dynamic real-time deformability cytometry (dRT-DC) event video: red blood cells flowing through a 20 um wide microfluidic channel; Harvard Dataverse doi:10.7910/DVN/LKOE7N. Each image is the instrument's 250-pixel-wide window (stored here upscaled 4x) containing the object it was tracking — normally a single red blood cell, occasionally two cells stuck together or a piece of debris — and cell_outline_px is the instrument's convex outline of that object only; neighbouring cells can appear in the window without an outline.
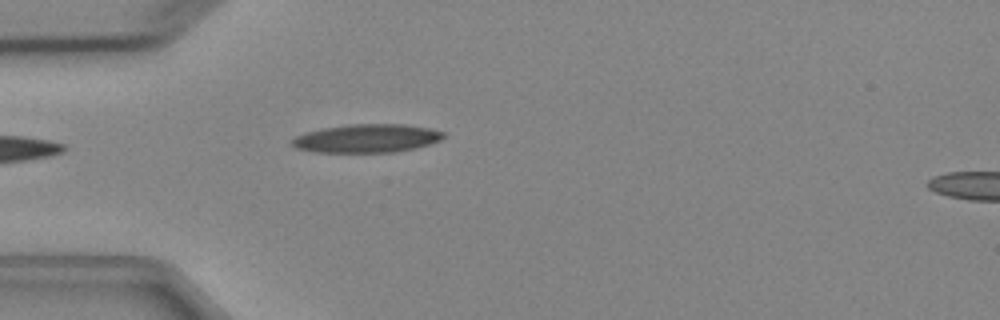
{"species": "Egyptian fruit bat (a non-hibernating species)", "species_latin": "Rousettus aegyptiacus", "temperature_condition": "cold", "stored_images_in_passage": 4, "camera_frame_rate_fps": 3000, "um_per_image_px": 0.085, "animal": {"sex": "female"}, "frame": {"image": 1, "passage_image": 4, "time_ms": 4.333, "image_size_px": [1000, 320], "cell_outline_px": [[448, 136], [440, 140], [416, 148], [396, 152], [316, 152], [296, 148], [292, 144], [292, 140], [296, 136], [304, 132], [320, 128], [348, 124], [404, 124], [428, 128], [444, 132]], "centroid_in_image_um": [31.18, 11.75], "position_along_channel_um": 53.8, "area_um2": 25.2}}